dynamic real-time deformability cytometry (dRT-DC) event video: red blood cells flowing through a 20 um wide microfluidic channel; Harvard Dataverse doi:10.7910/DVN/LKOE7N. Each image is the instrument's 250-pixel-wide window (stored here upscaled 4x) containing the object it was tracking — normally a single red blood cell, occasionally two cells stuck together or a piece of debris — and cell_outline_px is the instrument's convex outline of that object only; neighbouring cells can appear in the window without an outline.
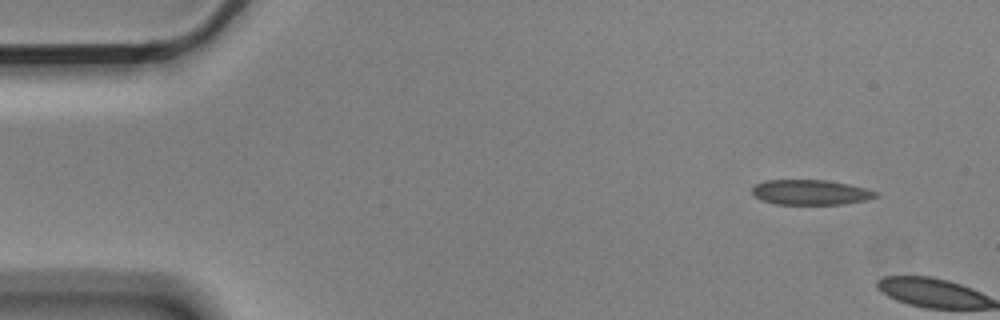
{"species": "Egyptian fruit bat (a non-hibernating species)", "species_latin": "Rousettus aegyptiacus", "temperature_condition": "cold", "stored_images_in_passage": 2, "camera_frame_rate_fps": 3000, "um_per_image_px": 0.085, "animal": {"sex": "male"}, "frame": {"image": 1, "passage_image": 1, "time_ms": 0.0, "image_size_px": [1000, 320], "cell_outline_px": [[876, 196], [864, 200], [844, 204], [776, 204], [760, 200], [752, 192], [752, 188], [756, 184], [764, 180], [824, 180], [848, 184], [864, 188], [876, 192]], "centroid_in_image_um": [68.83, 16.34], "position_along_channel_um": 16.2, "area_um2": 17.8}}